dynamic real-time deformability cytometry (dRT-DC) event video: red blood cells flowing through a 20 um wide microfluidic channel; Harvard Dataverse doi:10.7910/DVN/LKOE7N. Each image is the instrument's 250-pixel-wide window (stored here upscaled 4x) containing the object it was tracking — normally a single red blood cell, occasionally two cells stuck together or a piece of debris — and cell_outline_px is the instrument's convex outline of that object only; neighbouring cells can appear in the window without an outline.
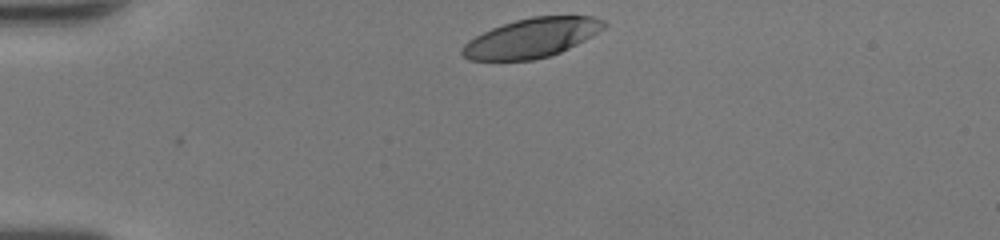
{"species": "human", "species_latin": "Homo sapiens", "temperature_condition": "room temperature", "stored_images_in_passage": 30, "camera_frame_rate_fps": 3000, "um_per_image_px": 0.085, "donor": {"sex": "female"}, "frame": {"image": 1, "passage_image": 1, "time_ms": 0.0, "image_size_px": [1000, 240], "cell_outline_px": [[608, 24], [604, 28], [584, 40], [560, 52], [548, 56], [532, 60], [468, 60], [460, 52], [460, 48], [468, 40], [492, 28], [516, 20], [532, 16], [592, 16], [604, 20]], "centroid_in_image_um": [45.17, 3.22], "position_along_channel_um": 39.8, "area_um2": 32.19}}
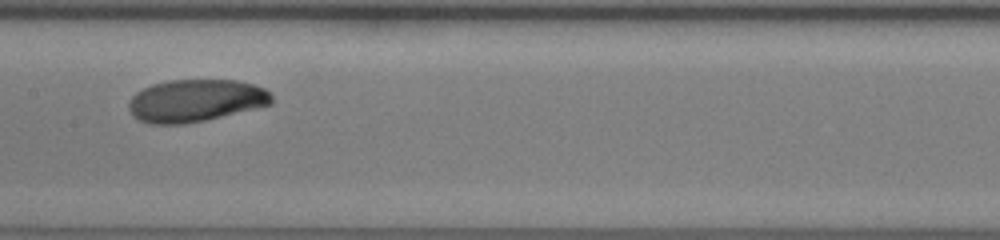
{"frame": {"image": 2, "passage_image": 15, "time_ms": 4.667, "image_size_px": [1000, 240], "cell_outline_px": [[272, 104], [204, 120], [184, 124], [148, 124], [132, 116], [128, 108], [128, 104], [132, 96], [136, 92], [152, 84], [168, 80], [236, 80], [252, 84], [264, 88], [272, 96]], "centroid_in_image_um": [16.58, 8.55], "position_along_channel_um": 190.8, "area_um2": 35.2}}
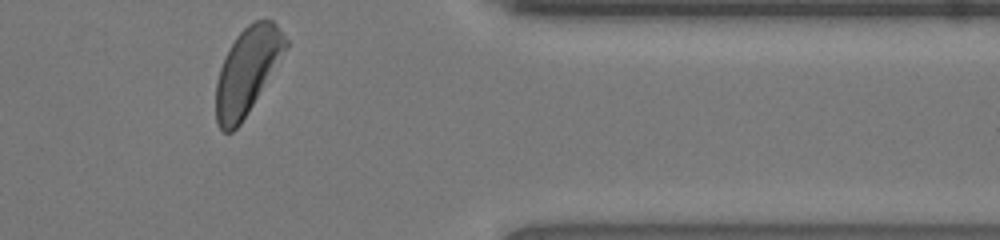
{"frame": {"image": 3, "passage_image": 30, "time_ms": 9.667, "image_size_px": [1000, 240], "cell_outline_px": [[288, 48], [240, 124], [232, 132], [224, 132], [216, 124], [216, 84], [220, 68], [228, 48], [236, 36], [248, 24], [256, 20], [272, 20], [276, 24], [288, 40]], "centroid_in_image_um": [21.01, 6.02], "position_along_channel_um": 390.4, "area_um2": 34.68}, "authors_computed_cell_mechanics": {"area_um2": 35.6915, "velocity_mm_per_s": 4.2883, "shape_relaxation_time_tau1_ms": 4.8112, "shape_relaxation_time_tau2_ms": null, "deformation_change_tau1": 0.1839, "deformation_change_tau2": null}}